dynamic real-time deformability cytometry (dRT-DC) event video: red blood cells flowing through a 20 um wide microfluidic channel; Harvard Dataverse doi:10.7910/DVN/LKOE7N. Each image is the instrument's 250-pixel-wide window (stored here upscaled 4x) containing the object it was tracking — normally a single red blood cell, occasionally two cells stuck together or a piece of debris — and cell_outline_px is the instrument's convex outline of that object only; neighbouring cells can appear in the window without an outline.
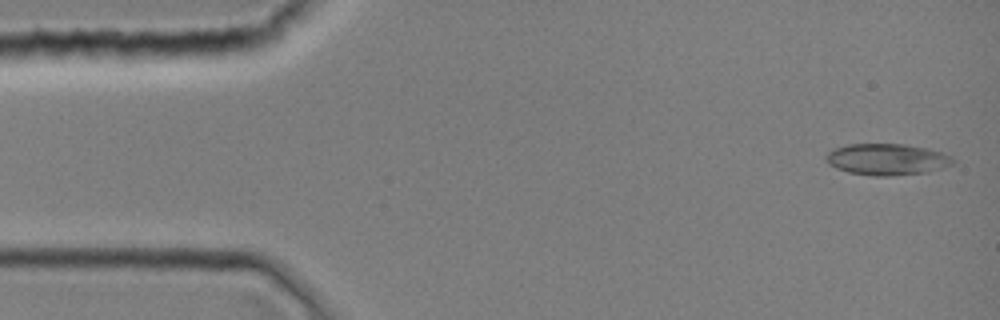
{"species": "common noctule bat (a hibernating species)", "species_latin": "Nyctalus noctula", "temperature_condition": "room temperature", "stored_images_in_passage": 1, "camera_frame_rate_fps": 3000, "um_per_image_px": 0.085, "animal": {"sex": "female", "body_mass_g": 19.0, "forearm_length_mm": 51.5}, "frame": {"image": 1, "passage_image": 1, "time_ms": 0.0, "image_size_px": [1000, 320], "cell_outline_px": [[956, 160], [952, 164], [944, 168], [928, 172], [888, 176], [872, 176], [848, 172], [836, 168], [828, 164], [824, 156], [832, 148], [848, 144], [904, 144], [928, 148], [952, 156]], "centroid_in_image_um": [75.39, 13.54], "position_along_channel_um": 9.6, "area_um2": 23.52}}